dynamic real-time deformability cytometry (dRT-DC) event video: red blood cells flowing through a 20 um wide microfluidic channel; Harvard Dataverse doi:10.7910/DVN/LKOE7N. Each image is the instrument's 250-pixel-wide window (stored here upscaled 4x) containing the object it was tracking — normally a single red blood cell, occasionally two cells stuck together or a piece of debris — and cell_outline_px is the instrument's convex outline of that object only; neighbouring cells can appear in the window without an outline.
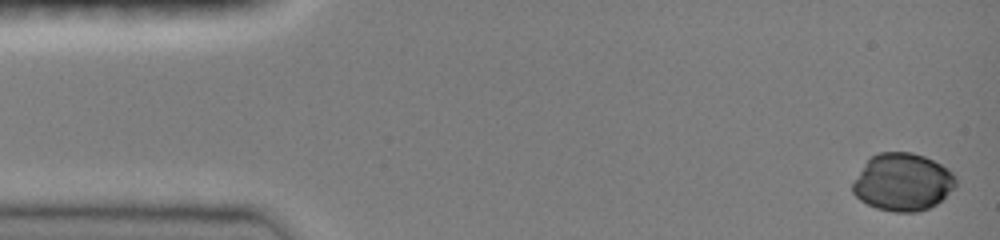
{"species": "common noctule bat (a hibernating species)", "species_latin": "Nyctalus noctula", "temperature_condition": "room temperature", "stored_images_in_passage": 13, "camera_frame_rate_fps": 3000, "um_per_image_px": 0.085, "animal": {"sex": "female", "body_mass_g": 19.0, "forearm_length_mm": 51.5}, "frame": {"image": 1, "passage_image": 2, "time_ms": 0.333, "image_size_px": [1000, 240], "cell_outline_px": [[956, 184], [936, 204], [920, 212], [892, 212], [876, 208], [860, 200], [852, 192], [852, 180], [868, 160], [872, 156], [880, 152], [912, 152], [924, 156], [948, 168], [952, 172], [956, 180]], "centroid_in_image_um": [76.69, 15.48], "position_along_channel_um": 8.3, "area_um2": 34.45}}